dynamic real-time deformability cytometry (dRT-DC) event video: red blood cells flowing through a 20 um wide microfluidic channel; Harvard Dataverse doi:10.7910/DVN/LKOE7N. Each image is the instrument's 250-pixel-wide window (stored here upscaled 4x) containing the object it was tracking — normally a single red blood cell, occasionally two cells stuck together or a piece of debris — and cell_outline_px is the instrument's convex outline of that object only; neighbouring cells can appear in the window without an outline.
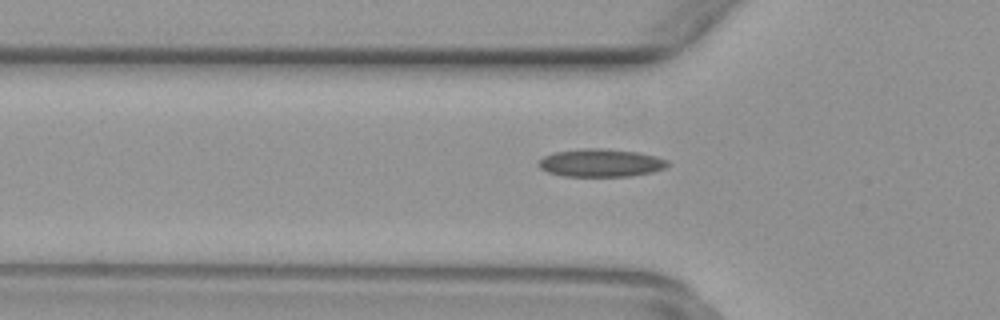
{"species": "common noctule bat (a hibernating species)", "species_latin": "Nyctalus noctula", "temperature_condition": "warm", "stored_images_in_passage": 50, "camera_frame_rate_fps": 3000, "um_per_image_px": 0.085, "animal": {"sex": "female", "body_mass_g": 29.2, "forearm_length_mm": 56.3}, "frame": {"image": 1, "passage_image": 17, "time_ms": 5.333, "image_size_px": [1000, 320], "cell_outline_px": [[668, 164], [664, 168], [652, 172], [632, 176], [560, 176], [548, 172], [540, 168], [536, 164], [544, 156], [552, 152], [580, 148], [604, 148], [640, 152], [656, 156], [668, 160]], "centroid_in_image_um": [51.04, 13.83], "position_along_channel_um": 74.8, "area_um2": 21.27}}
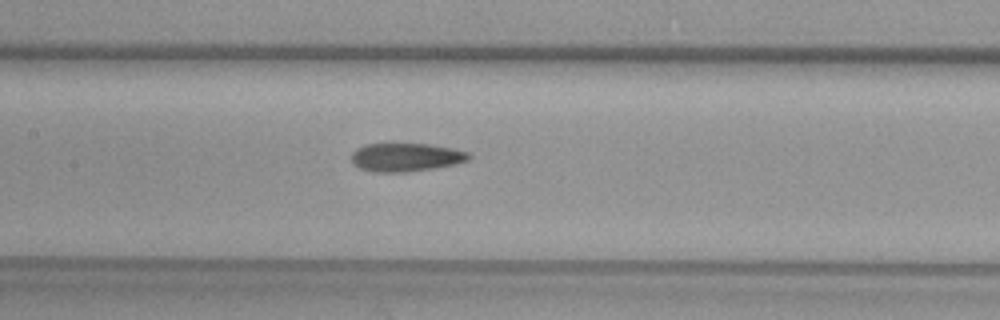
{"frame": {"image": 2, "passage_image": 24, "time_ms": 7.667, "image_size_px": [1000, 320], "cell_outline_px": [[472, 156], [468, 160], [456, 164], [436, 168], [408, 172], [372, 172], [360, 168], [352, 164], [352, 152], [356, 148], [364, 144], [428, 144], [452, 148], [468, 152]], "centroid_in_image_um": [34.49, 13.37], "position_along_channel_um": 172.9, "area_um2": 19.59}}
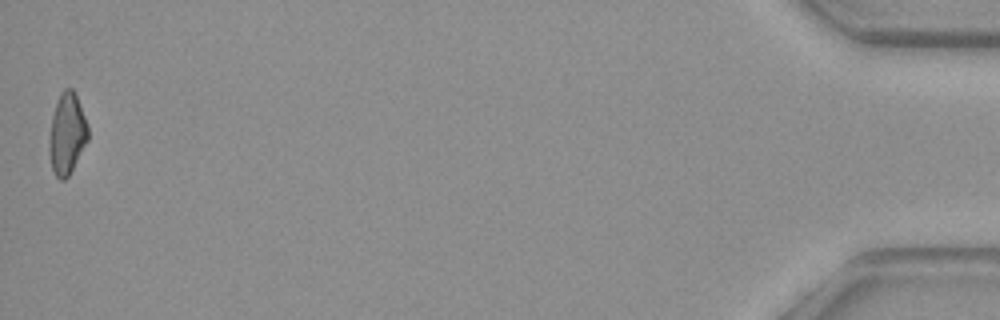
{"frame": {"image": 3, "passage_image": 50, "time_ms": 16.333, "image_size_px": [1000, 320], "cell_outline_px": [[88, 140], [68, 176], [64, 180], [60, 180], [56, 176], [52, 168], [48, 152], [48, 140], [52, 116], [56, 100], [60, 92], [64, 88], [72, 88], [76, 92], [88, 124]], "centroid_in_image_um": [5.68, 11.32], "position_along_channel_um": 429.5, "area_um2": 18.67}}